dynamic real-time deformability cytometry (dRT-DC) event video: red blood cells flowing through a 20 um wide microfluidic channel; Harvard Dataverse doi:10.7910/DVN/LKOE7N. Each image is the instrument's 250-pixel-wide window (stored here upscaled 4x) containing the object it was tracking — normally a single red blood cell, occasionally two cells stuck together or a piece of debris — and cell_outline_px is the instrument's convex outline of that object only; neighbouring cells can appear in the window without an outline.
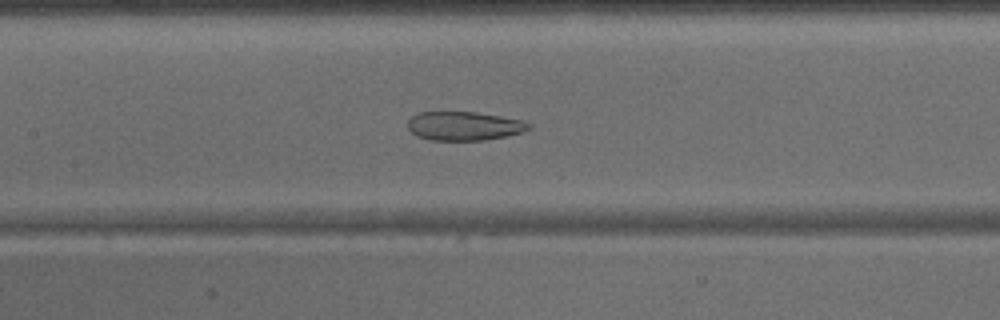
{"species": "common noctule bat (a hibernating species)", "species_latin": "Nyctalus noctula", "temperature_condition": "warm", "stored_images_in_passage": 46, "camera_frame_rate_fps": 3000, "um_per_image_px": 0.085, "animal": {"sex": "male", "body_mass_g": 15.6}, "frame": {"image": 1, "passage_image": 21, "time_ms": 6.667, "image_size_px": [1000, 320], "cell_outline_px": [[532, 128], [520, 132], [504, 136], [484, 140], [432, 140], [416, 136], [408, 128], [408, 120], [416, 112], [476, 112], [524, 120], [532, 124]], "centroid_in_image_um": [39.45, 10.7], "position_along_channel_um": 168.0, "area_um2": 20.35}}
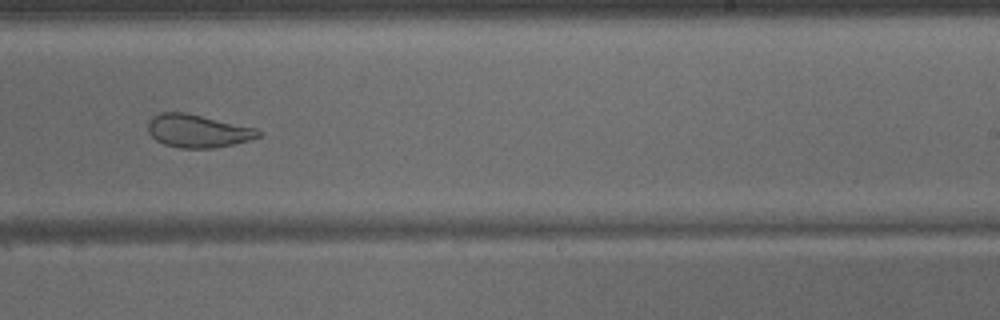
{"frame": {"image": 2, "passage_image": 28, "time_ms": 9.0, "image_size_px": [1000, 320], "cell_outline_px": [[264, 132], [260, 136], [248, 140], [232, 144], [212, 148], [180, 148], [164, 144], [156, 140], [148, 132], [148, 124], [152, 116], [160, 112], [184, 112], [256, 128]], "centroid_in_image_um": [16.79, 11.13], "position_along_channel_um": 272.2, "area_um2": 21.1}}
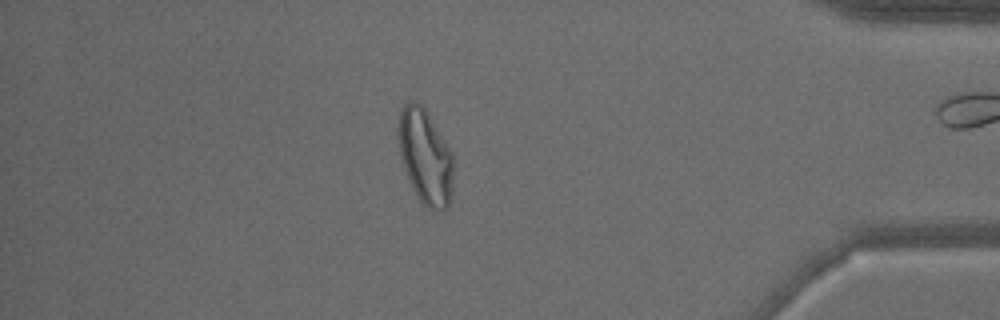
{"frame": {"image": 3, "passage_image": 39, "time_ms": 12.667, "image_size_px": [1000, 320], "cell_outline_px": [[452, 188], [448, 204], [444, 208], [428, 208], [420, 200], [404, 168], [400, 156], [396, 128], [400, 108], [404, 104], [412, 100], [416, 100], [428, 112], [452, 152]], "centroid_in_image_um": [36.11, 13.2], "position_along_channel_um": 399.1, "area_um2": 30.17}}